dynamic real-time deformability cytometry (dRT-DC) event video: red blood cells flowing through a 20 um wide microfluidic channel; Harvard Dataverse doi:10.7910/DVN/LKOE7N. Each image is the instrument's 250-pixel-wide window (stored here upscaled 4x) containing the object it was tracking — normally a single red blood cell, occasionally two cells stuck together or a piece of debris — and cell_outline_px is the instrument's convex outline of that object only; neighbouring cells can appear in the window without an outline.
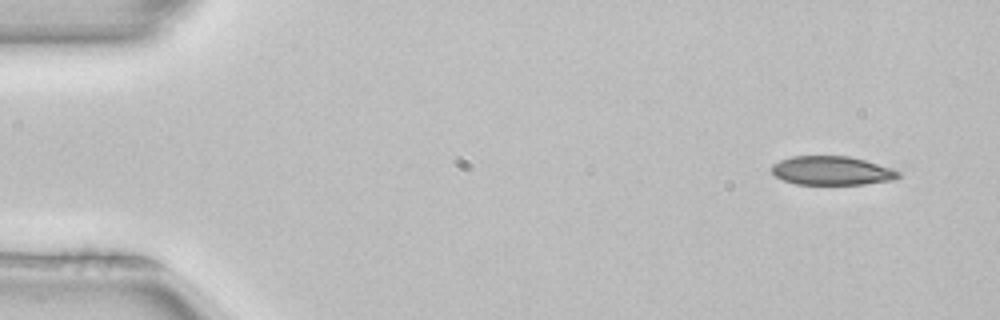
{"species": "common noctule bat (a hibernating species)", "species_latin": "Nyctalus noctula", "temperature_condition": "room temperature", "stored_images_in_passage": 3, "camera_frame_rate_fps": 3000, "um_per_image_px": 0.085, "animal": {"sex": "female", "body_mass_g": 22.7, "forearm_length_mm": 54.2}, "frame": {"image": 1, "passage_image": 1, "time_ms": 0.0, "image_size_px": [1000, 320], "cell_outline_px": [[900, 176], [896, 180], [864, 184], [796, 184], [784, 180], [776, 176], [772, 172], [772, 164], [780, 160], [792, 156], [848, 156], [864, 160], [892, 168], [900, 172]], "centroid_in_image_um": [70.73, 14.51], "position_along_channel_um": 14.3, "area_um2": 21.27}}